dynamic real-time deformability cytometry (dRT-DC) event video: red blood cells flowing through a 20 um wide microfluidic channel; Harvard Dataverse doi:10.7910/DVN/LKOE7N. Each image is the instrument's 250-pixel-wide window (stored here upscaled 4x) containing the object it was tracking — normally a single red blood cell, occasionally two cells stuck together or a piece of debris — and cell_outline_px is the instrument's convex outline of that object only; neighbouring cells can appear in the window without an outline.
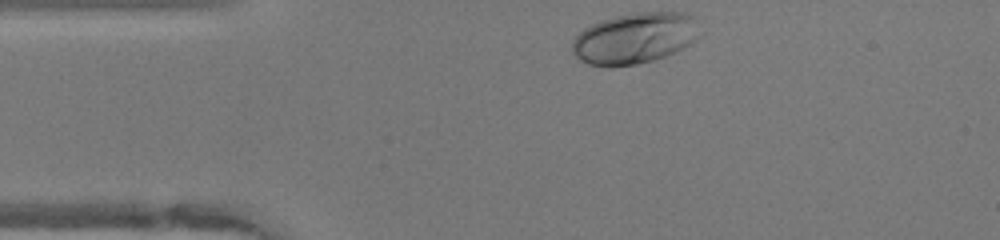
{"species": "human", "species_latin": "Homo sapiens", "temperature_condition": "warm", "stored_images_in_passage": 30, "camera_frame_rate_fps": 3000, "um_per_image_px": 0.085, "donor": {"sex": "female"}, "frame": {"image": 1, "passage_image": 1, "time_ms": 0.0, "image_size_px": [1000, 240], "cell_outline_px": [[704, 36], [684, 48], [664, 56], [652, 60], [636, 64], [612, 68], [608, 68], [588, 64], [580, 60], [572, 52], [572, 40], [584, 28], [600, 20], [632, 12], [684, 12], [696, 16], [704, 32]], "centroid_in_image_um": [54.03, 3.24], "position_along_channel_um": 31.0, "area_um2": 39.02}}
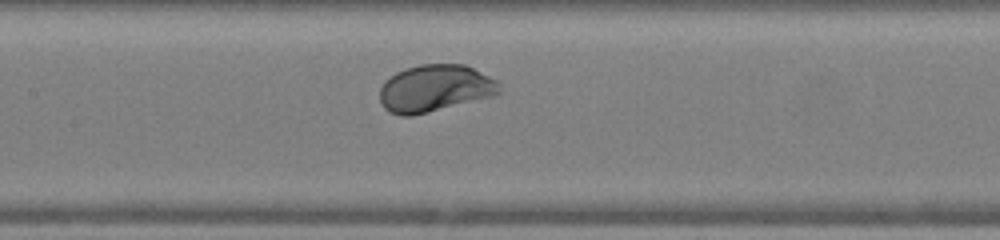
{"frame": {"image": 2, "passage_image": 14, "time_ms": 4.333, "image_size_px": [1000, 240], "cell_outline_px": [[500, 92], [496, 96], [412, 116], [400, 116], [384, 108], [380, 100], [380, 88], [384, 80], [396, 72], [420, 64], [464, 64], [496, 80], [500, 84]], "centroid_in_image_um": [36.97, 7.52], "position_along_channel_um": 170.4, "area_um2": 32.89}}
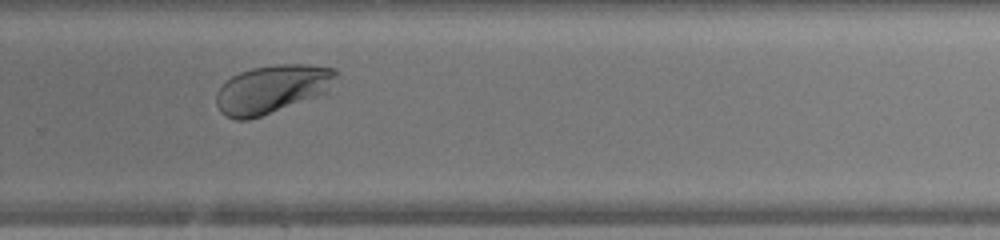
{"frame": {"image": 3, "passage_image": 24, "time_ms": 7.667, "image_size_px": [1000, 240], "cell_outline_px": [[336, 76], [328, 92], [260, 116], [248, 120], [236, 120], [220, 112], [216, 104], [216, 92], [232, 76], [240, 72], [252, 68], [276, 64], [308, 64], [336, 68]], "centroid_in_image_um": [23.13, 7.56], "position_along_channel_um": 306.7, "area_um2": 33.47}, "authors_computed_cell_mechanics": {"area_um2": 32.6859, "velocity_mm_per_s": 4.094, "shape_relaxation_time_tau1_ms": 1.4459, "shape_relaxation_time_tau2_ms": null, "deformation_change_tau1": 0.1129, "deformation_change_tau2": null}}